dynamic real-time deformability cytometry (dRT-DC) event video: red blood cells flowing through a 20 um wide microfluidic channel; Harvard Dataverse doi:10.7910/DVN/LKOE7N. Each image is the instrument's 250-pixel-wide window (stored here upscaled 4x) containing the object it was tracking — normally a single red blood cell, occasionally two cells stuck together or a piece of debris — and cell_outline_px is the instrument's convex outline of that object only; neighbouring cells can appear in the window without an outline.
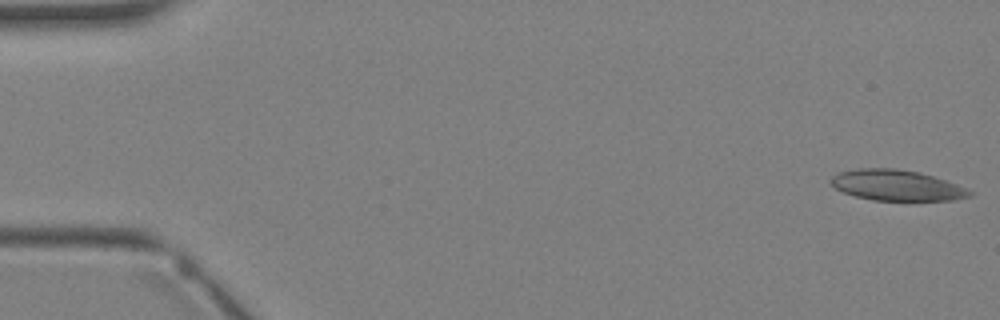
{"species": "Egyptian fruit bat (a non-hibernating species)", "species_latin": "Rousettus aegyptiacus", "temperature_condition": "warm", "stored_images_in_passage": 4, "segment_of_instrument_passage": [1, 2], "camera_frame_rate_fps": 3000, "um_per_image_px": 0.085, "animal": {"sex": "female"}, "frame": {"image": 1, "passage_image": 1, "time_ms": 0.0, "image_size_px": [1000, 320], "cell_outline_px": [[972, 196], [952, 200], [872, 200], [856, 196], [844, 192], [836, 188], [828, 180], [832, 176], [840, 172], [856, 168], [896, 168], [920, 172], [956, 184], [972, 192]], "centroid_in_image_um": [76.18, 15.74], "position_along_channel_um": 8.8, "area_um2": 24.62}}
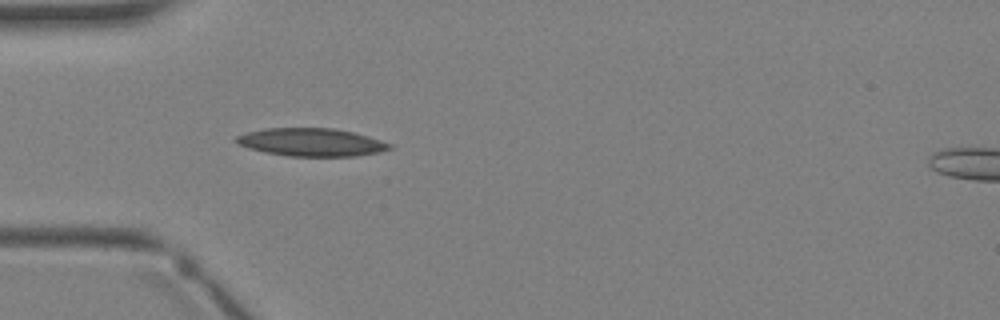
{"frame": {"image": 2, "passage_image": 3, "time_ms": 3.333, "image_size_px": [1000, 320], "cell_outline_px": [[392, 148], [376, 152], [356, 156], [288, 156], [264, 152], [248, 148], [232, 140], [236, 136], [248, 132], [268, 128], [332, 128], [352, 132], [368, 136], [392, 144]], "centroid_in_image_um": [26.44, 12.09], "position_along_channel_um": 58.6, "area_um2": 24.8}}